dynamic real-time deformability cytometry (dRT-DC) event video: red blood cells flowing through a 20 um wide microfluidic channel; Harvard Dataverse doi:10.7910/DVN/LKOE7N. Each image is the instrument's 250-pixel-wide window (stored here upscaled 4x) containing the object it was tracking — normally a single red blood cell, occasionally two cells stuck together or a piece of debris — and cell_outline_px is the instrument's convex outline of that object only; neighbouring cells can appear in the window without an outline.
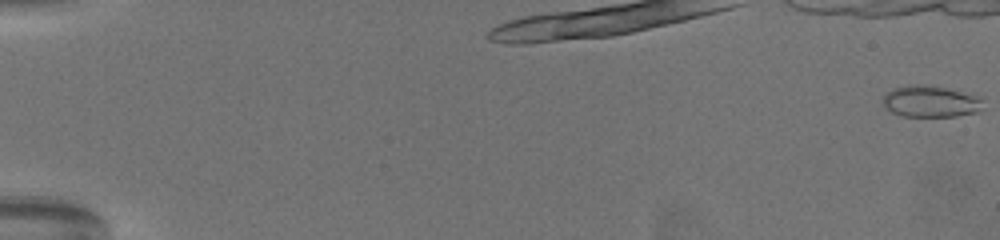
{"species": "common noctule bat (a hibernating species)", "species_latin": "Nyctalus noctula", "temperature_condition": "warm", "stored_images_in_passage": 20, "camera_frame_rate_fps": 3000, "um_per_image_px": 0.085, "animal": {"sex": "female", "body_mass_g": 19.5, "forearm_length_mm": 54.1}, "frame": {"image": 1, "passage_image": 1, "time_ms": 0.0, "image_size_px": [1000, 240], "cell_outline_px": [[984, 96], [980, 112], [956, 116], [900, 116], [892, 112], [880, 100], [892, 88], [908, 84], [924, 84]], "centroid_in_image_um": [79.13, 8.61], "position_along_channel_um": 5.9, "area_um2": 18.67}}